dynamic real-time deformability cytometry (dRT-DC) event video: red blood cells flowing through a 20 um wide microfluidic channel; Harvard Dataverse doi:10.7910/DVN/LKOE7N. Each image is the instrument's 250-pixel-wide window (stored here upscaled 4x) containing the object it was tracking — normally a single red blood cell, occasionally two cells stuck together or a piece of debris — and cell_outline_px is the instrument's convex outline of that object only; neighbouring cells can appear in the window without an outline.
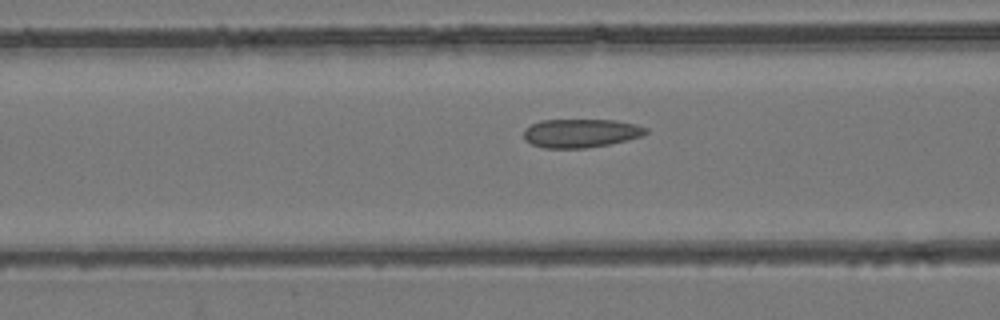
{"species": "common noctule bat (a hibernating species)", "species_latin": "Nyctalus noctula", "temperature_condition": "room temperature", "stored_images_in_passage": 46, "camera_frame_rate_fps": 3000, "um_per_image_px": 0.085, "animal": {"sex": "female", "body_mass_g": 24.6, "forearm_length_mm": 56.2}, "frame": {"image": 1, "passage_image": 14, "time_ms": 4.333, "image_size_px": [1000, 320], "cell_outline_px": [[648, 132], [640, 136], [628, 140], [588, 148], [544, 148], [532, 144], [524, 140], [524, 128], [540, 120], [616, 120], [636, 124], [648, 128]], "centroid_in_image_um": [49.36, 11.32], "position_along_channel_um": 117.2, "area_um2": 20.46}}
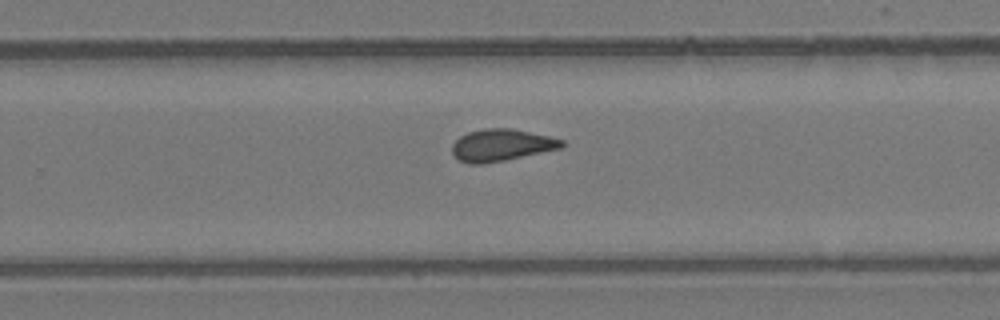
{"frame": {"image": 2, "passage_image": 27, "time_ms": 8.667, "image_size_px": [1000, 320], "cell_outline_px": [[564, 144], [560, 148], [504, 160], [484, 164], [468, 164], [460, 160], [452, 152], [452, 144], [460, 136], [468, 132], [484, 128], [512, 128], [548, 136], [564, 140]], "centroid_in_image_um": [42.59, 12.33], "position_along_channel_um": 287.2, "area_um2": 20.23}}
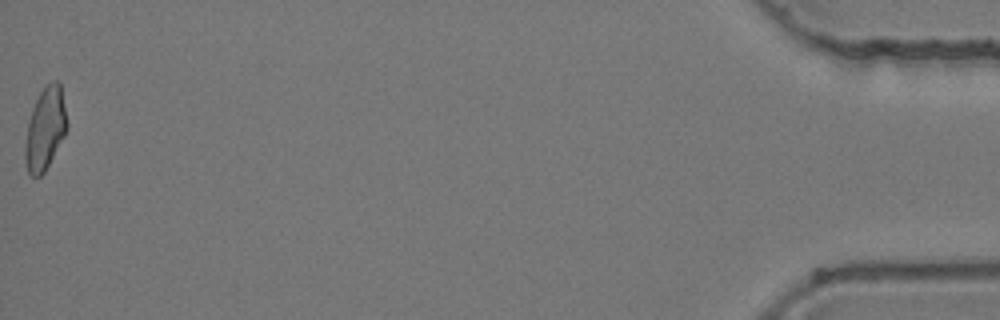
{"frame": {"image": 3, "passage_image": 46, "time_ms": 15.0, "image_size_px": [1000, 320], "cell_outline_px": [[68, 128], [64, 136], [44, 172], [40, 176], [32, 176], [28, 172], [24, 156], [24, 148], [28, 120], [32, 108], [44, 84], [52, 80], [60, 80], [68, 124]], "centroid_in_image_um": [3.84, 10.88], "position_along_channel_um": 431.4, "area_um2": 20.29}, "authors_computed_cell_mechanics": {"area_um2": 20.3745, "velocity_mm_per_s": 3.9264, "shape_relaxation_time_tau1_ms": null, "shape_relaxation_time_tau2_ms": 1.9931, "deformation_change_tau1": null, "deformation_change_tau2": 0.0843}}